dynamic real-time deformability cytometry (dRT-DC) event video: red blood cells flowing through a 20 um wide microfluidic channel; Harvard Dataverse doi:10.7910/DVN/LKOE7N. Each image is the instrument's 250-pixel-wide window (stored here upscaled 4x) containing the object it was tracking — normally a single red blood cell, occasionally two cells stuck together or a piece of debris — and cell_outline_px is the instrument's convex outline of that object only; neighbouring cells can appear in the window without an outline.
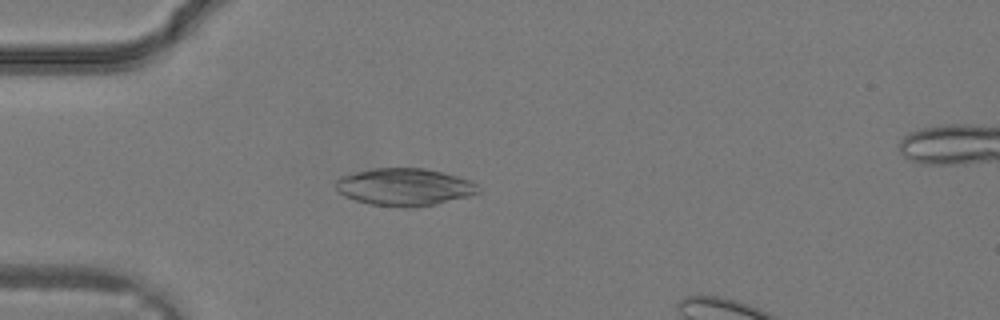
{"species": "common noctule bat (a hibernating species)", "species_latin": "Nyctalus noctula", "temperature_condition": "warm", "stored_images_in_passage": 30, "camera_frame_rate_fps": 3000, "um_per_image_px": 0.085, "animal": {"sex": "male", "body_mass_g": 19.2, "forearm_length_mm": 51.8}, "frame": {"image": 1, "passage_image": 9, "time_ms": 2.667, "image_size_px": [1000, 320], "cell_outline_px": [[480, 192], [468, 196], [436, 204], [372, 204], [356, 200], [344, 196], [336, 188], [336, 180], [340, 176], [372, 168], [424, 168], [456, 176], [468, 180], [476, 184], [480, 188]], "centroid_in_image_um": [34.36, 15.84], "position_along_channel_um": 50.6, "area_um2": 29.88}}
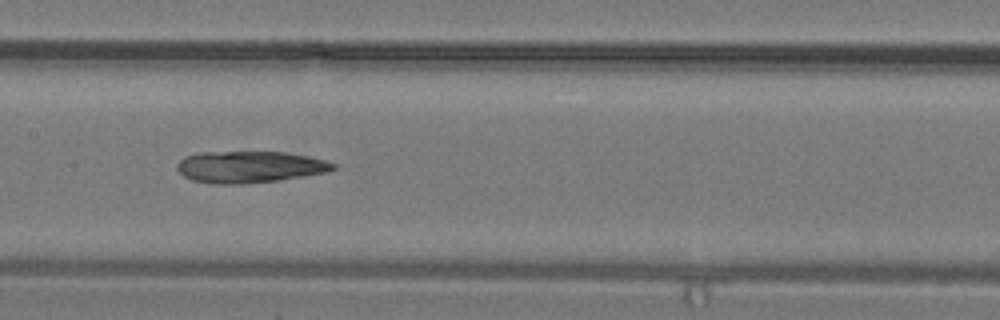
{"frame": {"image": 2, "passage_image": 16, "time_ms": 5.0, "image_size_px": [1000, 320], "cell_outline_px": [[340, 164], [336, 168], [328, 172], [276, 180], [244, 184], [212, 184], [192, 180], [184, 176], [176, 168], [176, 164], [184, 156], [196, 152], [284, 152], [308, 156]], "centroid_in_image_um": [21.2, 14.18], "position_along_channel_um": 186.2, "area_um2": 28.96}}
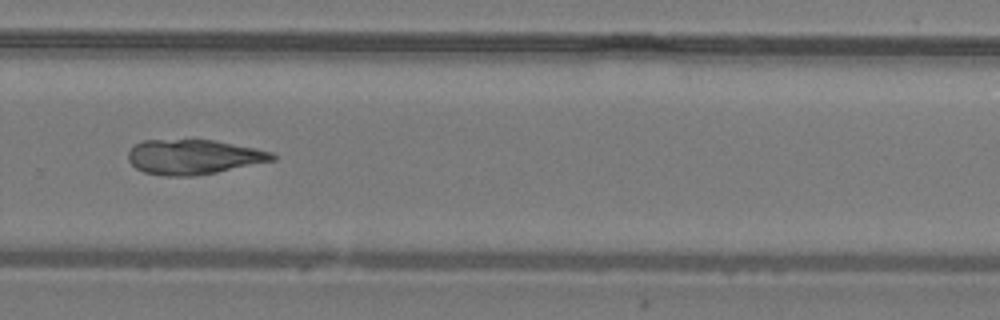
{"frame": {"image": 3, "passage_image": 22, "time_ms": 7.0, "image_size_px": [1000, 320], "cell_outline_px": [[280, 156], [276, 160], [216, 172], [192, 176], [164, 176], [144, 172], [136, 168], [128, 160], [128, 152], [136, 144], [144, 140], [212, 140], [272, 152]], "centroid_in_image_um": [16.46, 13.35], "position_along_channel_um": 313.3, "area_um2": 29.02}}